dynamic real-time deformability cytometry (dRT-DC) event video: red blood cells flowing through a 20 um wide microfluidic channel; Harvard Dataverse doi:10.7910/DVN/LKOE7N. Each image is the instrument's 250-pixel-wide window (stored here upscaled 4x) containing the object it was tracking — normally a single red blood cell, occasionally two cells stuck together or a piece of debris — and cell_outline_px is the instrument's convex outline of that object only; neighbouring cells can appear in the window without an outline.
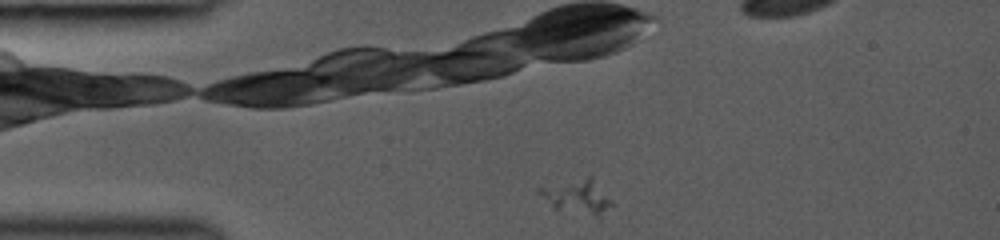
{"species": "common noctule bat (a hibernating species)", "species_latin": "Nyctalus noctula", "temperature_condition": "room temperature", "stored_images_in_passage": 30, "segment_of_instrument_passage": [1, 2], "camera_frame_rate_fps": 3000, "um_per_image_px": 0.085, "animal": {"sex": "female", "body_mass_g": 19.0, "forearm_length_mm": 53.3}, "frame": {"image": 1, "passage_image": 1, "time_ms": 0.0, "image_size_px": [1000, 240], "cell_outline_px": [[616, 204], [600, 220], [556, 208], [536, 192], [536, 188], [588, 176], [592, 176]], "centroid_in_image_um": [49.2, 16.76], "position_along_channel_um": 35.8, "area_um2": 15.03}}
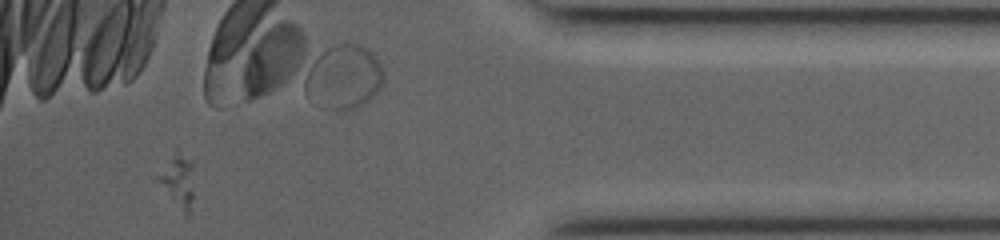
{"frame": {"image": 2, "passage_image": 27, "time_ms": 10.667, "image_size_px": [1000, 240], "cell_outline_px": [[192, 200], [188, 216], [184, 216], [156, 180], [156, 176], [176, 148], [180, 148], [192, 164]], "centroid_in_image_um": [15.1, 15.34], "position_along_channel_um": 420.1, "area_um2": 11.1}}